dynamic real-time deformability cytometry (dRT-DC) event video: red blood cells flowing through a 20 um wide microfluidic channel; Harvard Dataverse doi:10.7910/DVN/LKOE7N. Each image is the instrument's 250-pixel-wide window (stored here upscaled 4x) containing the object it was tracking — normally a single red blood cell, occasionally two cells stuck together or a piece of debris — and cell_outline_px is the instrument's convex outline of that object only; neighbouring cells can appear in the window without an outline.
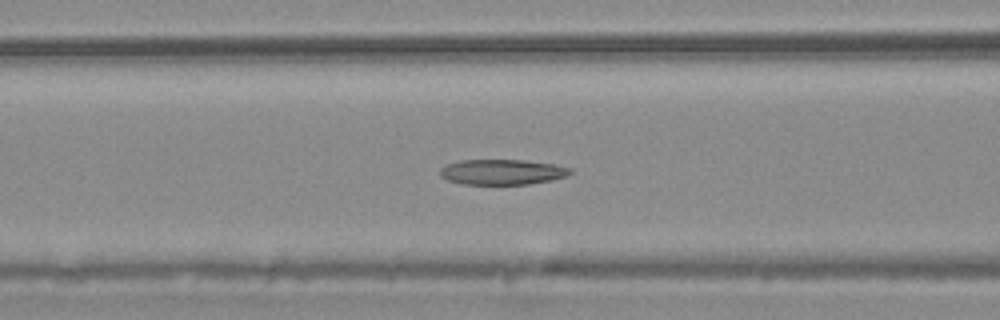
{"species": "common noctule bat (a hibernating species)", "species_latin": "Nyctalus noctula", "temperature_condition": "warm", "stored_images_in_passage": 54, "camera_frame_rate_fps": 3000, "um_per_image_px": 0.085, "animal": {"sex": "male", "body_mass_g": 20.4}, "frame": {"image": 1, "passage_image": 22, "time_ms": 7.0, "image_size_px": [1000, 320], "cell_outline_px": [[572, 172], [564, 176], [552, 180], [528, 184], [464, 184], [448, 180], [440, 176], [440, 168], [444, 164], [460, 160], [524, 160], [556, 164], [572, 168]], "centroid_in_image_um": [42.67, 14.61], "position_along_channel_um": 123.9, "area_um2": 19.31}}
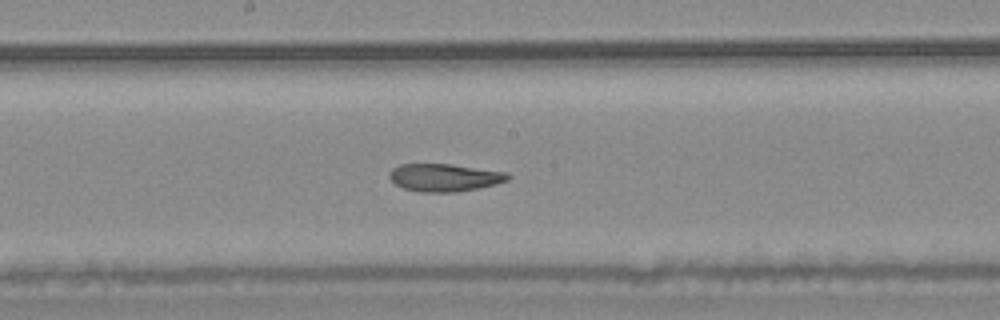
{"frame": {"image": 2, "passage_image": 29, "time_ms": 9.333, "image_size_px": [1000, 320], "cell_outline_px": [[512, 176], [508, 180], [496, 184], [480, 188], [456, 192], [420, 192], [404, 188], [396, 184], [388, 176], [388, 172], [392, 168], [400, 164], [452, 164], [508, 172]], "centroid_in_image_um": [37.8, 15.08], "position_along_channel_um": 210.4, "area_um2": 19.31}}
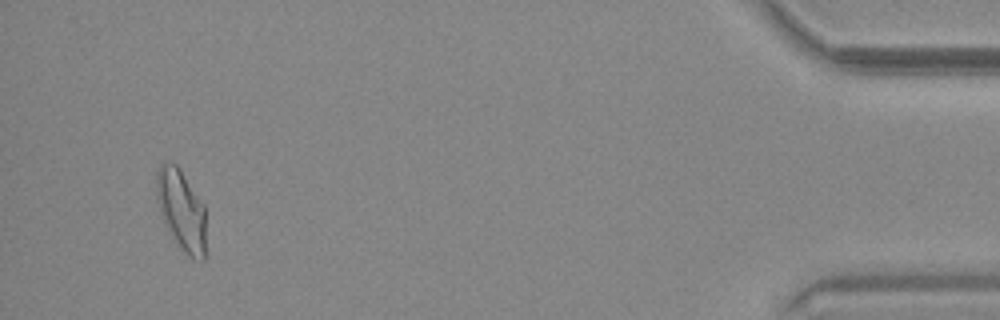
{"frame": {"image": 3, "passage_image": 52, "time_ms": 17.0, "image_size_px": [1000, 320], "cell_outline_px": [[204, 260], [192, 260], [180, 248], [164, 224], [156, 200], [156, 172], [160, 164], [164, 160], [176, 164], [180, 168], [204, 204]], "centroid_in_image_um": [15.38, 17.81], "position_along_channel_um": 419.8, "area_um2": 23.47}, "authors_computed_cell_mechanics": {"area_um2": 21.1548, "velocity_mm_per_s": 3.717, "shape_relaxation_time_tau1_ms": null, "shape_relaxation_time_tau2_ms": 3.4208, "deformation_change_tau1": null, "deformation_change_tau2": 0.1108}}